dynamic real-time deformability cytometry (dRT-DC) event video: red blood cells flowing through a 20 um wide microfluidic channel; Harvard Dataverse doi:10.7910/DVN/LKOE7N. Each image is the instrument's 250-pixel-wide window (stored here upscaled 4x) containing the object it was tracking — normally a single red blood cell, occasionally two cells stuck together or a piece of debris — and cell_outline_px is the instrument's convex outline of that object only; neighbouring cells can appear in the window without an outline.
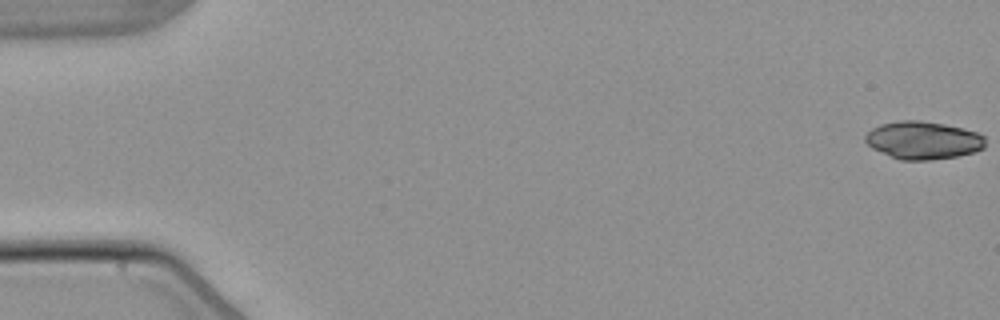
{"species": "common noctule bat (a hibernating species)", "species_latin": "Nyctalus noctula", "temperature_condition": "warm", "stored_images_in_passage": 6, "camera_frame_rate_fps": 3000, "um_per_image_px": 0.085, "animal": {"sex": "male", "body_mass_g": 21.5, "forearm_length_mm": 52.0}, "frame": {"image": 1, "passage_image": 1, "time_ms": 0.0, "image_size_px": [1000, 320], "cell_outline_px": [[984, 148], [976, 152], [956, 156], [928, 160], [900, 160], [872, 148], [864, 140], [864, 136], [872, 128], [880, 124], [900, 120], [920, 120], [944, 124], [964, 128], [976, 132], [984, 136]], "centroid_in_image_um": [78.46, 11.91], "position_along_channel_um": 6.5, "area_um2": 26.47}}
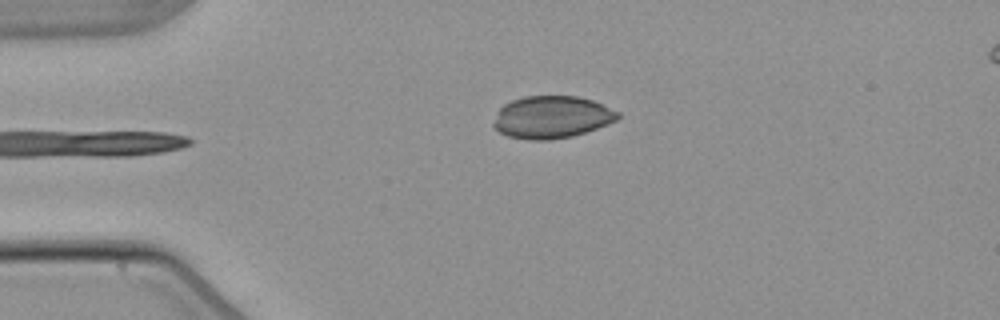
{"frame": {"image": 2, "passage_image": 6, "time_ms": 6.0, "image_size_px": [1000, 320], "cell_outline_px": [[620, 116], [616, 120], [608, 124], [572, 136], [548, 140], [528, 140], [508, 136], [500, 132], [492, 124], [496, 112], [504, 104], [512, 100], [524, 96], [576, 96], [592, 100], [620, 112]], "centroid_in_image_um": [46.88, 9.95], "position_along_channel_um": 38.1, "area_um2": 30.63}}